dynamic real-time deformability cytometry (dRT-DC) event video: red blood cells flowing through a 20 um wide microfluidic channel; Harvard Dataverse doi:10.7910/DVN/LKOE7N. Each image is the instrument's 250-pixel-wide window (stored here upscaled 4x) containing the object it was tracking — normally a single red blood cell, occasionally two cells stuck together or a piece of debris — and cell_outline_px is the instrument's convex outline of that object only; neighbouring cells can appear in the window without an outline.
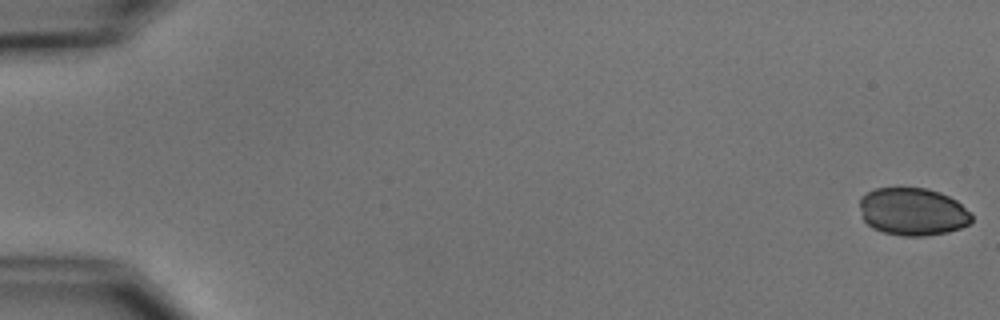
{"species": "common noctule bat (a hibernating species)", "species_latin": "Nyctalus noctula", "temperature_condition": "cold", "stored_images_in_passage": 5, "camera_frame_rate_fps": 3000, "um_per_image_px": 0.085, "animal": {"sex": "male", "body_mass_g": 15.6}, "frame": {"image": 1, "passage_image": 1, "time_ms": 0.0, "image_size_px": [1000, 320], "cell_outline_px": [[972, 220], [968, 224], [960, 228], [948, 232], [924, 236], [904, 236], [884, 232], [872, 228], [864, 220], [860, 208], [860, 196], [876, 188], [928, 188], [940, 192], [956, 200], [972, 212]], "centroid_in_image_um": [77.6, 17.99], "position_along_channel_um": 7.4, "area_um2": 31.21}}